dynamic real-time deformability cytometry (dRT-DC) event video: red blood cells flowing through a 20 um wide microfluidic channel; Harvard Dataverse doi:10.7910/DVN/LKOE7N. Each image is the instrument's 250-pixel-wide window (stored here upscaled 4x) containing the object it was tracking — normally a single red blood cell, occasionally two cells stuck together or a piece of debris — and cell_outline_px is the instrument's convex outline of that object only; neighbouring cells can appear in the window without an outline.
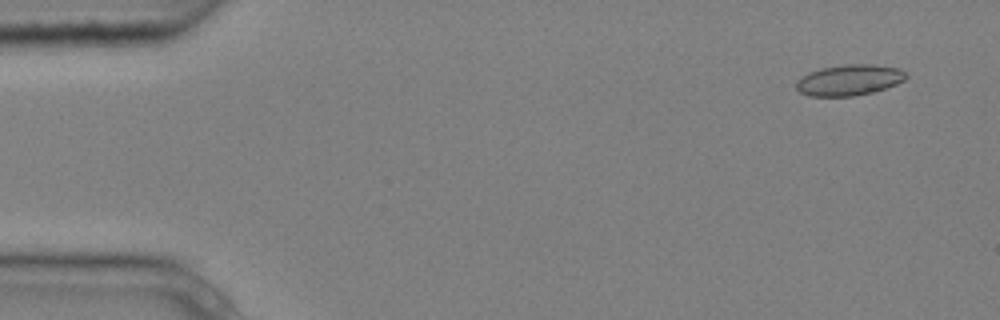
{"species": "common noctule bat (a hibernating species)", "species_latin": "Nyctalus noctula", "temperature_condition": "cold", "stored_images_in_passage": 5, "camera_frame_rate_fps": 3000, "um_per_image_px": 0.085, "animal": {"sex": "male", "body_mass_g": 20.4}, "frame": {"image": 1, "passage_image": 1, "time_ms": 0.0, "image_size_px": [1000, 320], "cell_outline_px": [[908, 76], [904, 80], [896, 84], [872, 92], [852, 96], [808, 96], [800, 92], [796, 88], [796, 80], [808, 72], [820, 68], [844, 64], [872, 64], [900, 68]], "centroid_in_image_um": [72.15, 6.79], "position_along_channel_um": 12.8, "area_um2": 19.83}}
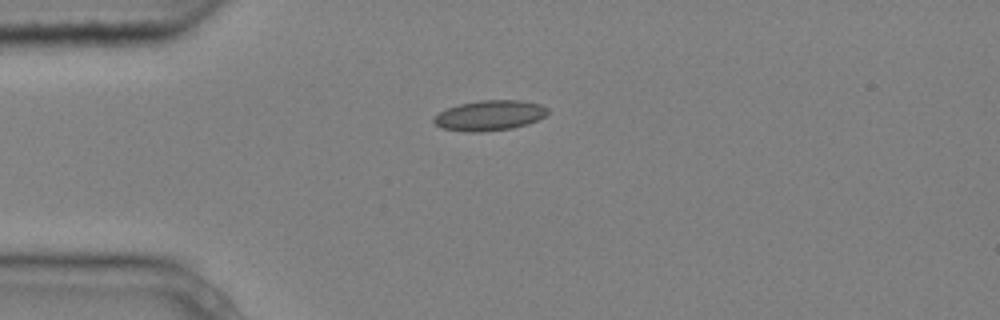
{"frame": {"image": 2, "passage_image": 4, "time_ms": 1.0, "image_size_px": [1000, 320], "cell_outline_px": [[548, 112], [544, 116], [528, 124], [512, 128], [480, 132], [464, 132], [440, 128], [432, 120], [432, 116], [448, 108], [460, 104], [480, 100], [520, 100], [540, 104], [548, 108]], "centroid_in_image_um": [41.58, 9.82], "position_along_channel_um": 43.4, "area_um2": 20.11}}